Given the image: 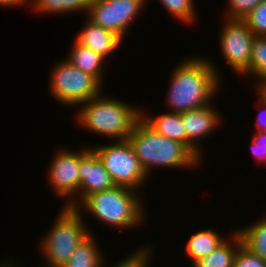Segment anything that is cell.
I'll return each instance as SVG.
<instances>
[{
    "mask_svg": "<svg viewBox=\"0 0 266 267\" xmlns=\"http://www.w3.org/2000/svg\"><path fill=\"white\" fill-rule=\"evenodd\" d=\"M199 56L188 57L172 69L166 95L170 112L183 113L212 104L220 91L222 78L216 64Z\"/></svg>",
    "mask_w": 266,
    "mask_h": 267,
    "instance_id": "1",
    "label": "cell"
},
{
    "mask_svg": "<svg viewBox=\"0 0 266 267\" xmlns=\"http://www.w3.org/2000/svg\"><path fill=\"white\" fill-rule=\"evenodd\" d=\"M134 153L150 177L151 171L162 168H189L201 166L202 162L185 144L160 135L141 117L136 121L129 137Z\"/></svg>",
    "mask_w": 266,
    "mask_h": 267,
    "instance_id": "2",
    "label": "cell"
},
{
    "mask_svg": "<svg viewBox=\"0 0 266 267\" xmlns=\"http://www.w3.org/2000/svg\"><path fill=\"white\" fill-rule=\"evenodd\" d=\"M77 108L80 127L115 141L127 140L141 111L121 99L100 93ZM82 107V108H81Z\"/></svg>",
    "mask_w": 266,
    "mask_h": 267,
    "instance_id": "3",
    "label": "cell"
},
{
    "mask_svg": "<svg viewBox=\"0 0 266 267\" xmlns=\"http://www.w3.org/2000/svg\"><path fill=\"white\" fill-rule=\"evenodd\" d=\"M140 193V190L115 185L111 189L88 195L76 208H84L109 227L130 230L146 222L145 202Z\"/></svg>",
    "mask_w": 266,
    "mask_h": 267,
    "instance_id": "4",
    "label": "cell"
},
{
    "mask_svg": "<svg viewBox=\"0 0 266 267\" xmlns=\"http://www.w3.org/2000/svg\"><path fill=\"white\" fill-rule=\"evenodd\" d=\"M83 212L84 209L63 205L51 228L40 238L44 267H62L74 249L91 233L82 217Z\"/></svg>",
    "mask_w": 266,
    "mask_h": 267,
    "instance_id": "5",
    "label": "cell"
},
{
    "mask_svg": "<svg viewBox=\"0 0 266 267\" xmlns=\"http://www.w3.org/2000/svg\"><path fill=\"white\" fill-rule=\"evenodd\" d=\"M51 69L50 95L61 105L77 108L103 92L104 86L93 76L71 65L66 59L58 61Z\"/></svg>",
    "mask_w": 266,
    "mask_h": 267,
    "instance_id": "6",
    "label": "cell"
},
{
    "mask_svg": "<svg viewBox=\"0 0 266 267\" xmlns=\"http://www.w3.org/2000/svg\"><path fill=\"white\" fill-rule=\"evenodd\" d=\"M110 143L89 147L98 155L116 186H125L138 191L150 178L141 166L129 141Z\"/></svg>",
    "mask_w": 266,
    "mask_h": 267,
    "instance_id": "7",
    "label": "cell"
},
{
    "mask_svg": "<svg viewBox=\"0 0 266 267\" xmlns=\"http://www.w3.org/2000/svg\"><path fill=\"white\" fill-rule=\"evenodd\" d=\"M147 0H90L87 17L100 27L126 37L128 27L145 9ZM89 16V17H88Z\"/></svg>",
    "mask_w": 266,
    "mask_h": 267,
    "instance_id": "8",
    "label": "cell"
},
{
    "mask_svg": "<svg viewBox=\"0 0 266 267\" xmlns=\"http://www.w3.org/2000/svg\"><path fill=\"white\" fill-rule=\"evenodd\" d=\"M77 151L60 148L53 156L46 175L52 191L59 198L66 199L65 206L75 208L80 204L79 150Z\"/></svg>",
    "mask_w": 266,
    "mask_h": 267,
    "instance_id": "9",
    "label": "cell"
},
{
    "mask_svg": "<svg viewBox=\"0 0 266 267\" xmlns=\"http://www.w3.org/2000/svg\"><path fill=\"white\" fill-rule=\"evenodd\" d=\"M220 30L219 47L229 67L245 76L250 68V58L254 33L243 20L224 19Z\"/></svg>",
    "mask_w": 266,
    "mask_h": 267,
    "instance_id": "10",
    "label": "cell"
},
{
    "mask_svg": "<svg viewBox=\"0 0 266 267\" xmlns=\"http://www.w3.org/2000/svg\"><path fill=\"white\" fill-rule=\"evenodd\" d=\"M212 105L213 104H209L198 109L181 113L183 128L186 131V146L201 161L204 157L201 152L203 150L200 141L203 142L202 140L205 137L215 132L214 130H219L218 126H220L222 120L218 111L215 110L216 107Z\"/></svg>",
    "mask_w": 266,
    "mask_h": 267,
    "instance_id": "11",
    "label": "cell"
},
{
    "mask_svg": "<svg viewBox=\"0 0 266 267\" xmlns=\"http://www.w3.org/2000/svg\"><path fill=\"white\" fill-rule=\"evenodd\" d=\"M80 203L90 194L115 186L95 151L83 147L79 151Z\"/></svg>",
    "mask_w": 266,
    "mask_h": 267,
    "instance_id": "12",
    "label": "cell"
},
{
    "mask_svg": "<svg viewBox=\"0 0 266 267\" xmlns=\"http://www.w3.org/2000/svg\"><path fill=\"white\" fill-rule=\"evenodd\" d=\"M75 41L102 56L105 60L111 57L122 45L123 39L117 34L96 25L88 18L82 30L77 33Z\"/></svg>",
    "mask_w": 266,
    "mask_h": 267,
    "instance_id": "13",
    "label": "cell"
},
{
    "mask_svg": "<svg viewBox=\"0 0 266 267\" xmlns=\"http://www.w3.org/2000/svg\"><path fill=\"white\" fill-rule=\"evenodd\" d=\"M70 49L71 52L65 59L71 65L93 76L103 86V80L105 79V73L103 72L105 69L104 61L106 62V60L96 52L80 45L75 40L73 47Z\"/></svg>",
    "mask_w": 266,
    "mask_h": 267,
    "instance_id": "14",
    "label": "cell"
},
{
    "mask_svg": "<svg viewBox=\"0 0 266 267\" xmlns=\"http://www.w3.org/2000/svg\"><path fill=\"white\" fill-rule=\"evenodd\" d=\"M141 118L157 133L167 138L178 140L186 145V131L183 128L181 113H161L157 116H149V113L141 110Z\"/></svg>",
    "mask_w": 266,
    "mask_h": 267,
    "instance_id": "15",
    "label": "cell"
},
{
    "mask_svg": "<svg viewBox=\"0 0 266 267\" xmlns=\"http://www.w3.org/2000/svg\"><path fill=\"white\" fill-rule=\"evenodd\" d=\"M222 236L211 228L195 232L187 240L185 252L187 253L188 260L192 261V265L217 249L227 239V237Z\"/></svg>",
    "mask_w": 266,
    "mask_h": 267,
    "instance_id": "16",
    "label": "cell"
},
{
    "mask_svg": "<svg viewBox=\"0 0 266 267\" xmlns=\"http://www.w3.org/2000/svg\"><path fill=\"white\" fill-rule=\"evenodd\" d=\"M229 238V239H228ZM211 254L202 257L195 262L193 267H233L234 257L238 247L243 243L241 235L237 230L233 233Z\"/></svg>",
    "mask_w": 266,
    "mask_h": 267,
    "instance_id": "17",
    "label": "cell"
},
{
    "mask_svg": "<svg viewBox=\"0 0 266 267\" xmlns=\"http://www.w3.org/2000/svg\"><path fill=\"white\" fill-rule=\"evenodd\" d=\"M91 232L75 249L62 267H102L105 261L95 237Z\"/></svg>",
    "mask_w": 266,
    "mask_h": 267,
    "instance_id": "18",
    "label": "cell"
},
{
    "mask_svg": "<svg viewBox=\"0 0 266 267\" xmlns=\"http://www.w3.org/2000/svg\"><path fill=\"white\" fill-rule=\"evenodd\" d=\"M25 5L32 6V10L41 14H65L89 11L90 0H25ZM30 1V2H29Z\"/></svg>",
    "mask_w": 266,
    "mask_h": 267,
    "instance_id": "19",
    "label": "cell"
},
{
    "mask_svg": "<svg viewBox=\"0 0 266 267\" xmlns=\"http://www.w3.org/2000/svg\"><path fill=\"white\" fill-rule=\"evenodd\" d=\"M263 217L237 231L241 235L243 244L266 261V216Z\"/></svg>",
    "mask_w": 266,
    "mask_h": 267,
    "instance_id": "20",
    "label": "cell"
},
{
    "mask_svg": "<svg viewBox=\"0 0 266 267\" xmlns=\"http://www.w3.org/2000/svg\"><path fill=\"white\" fill-rule=\"evenodd\" d=\"M252 75L255 83V90L266 85V36H256L252 42L250 68L245 76Z\"/></svg>",
    "mask_w": 266,
    "mask_h": 267,
    "instance_id": "21",
    "label": "cell"
},
{
    "mask_svg": "<svg viewBox=\"0 0 266 267\" xmlns=\"http://www.w3.org/2000/svg\"><path fill=\"white\" fill-rule=\"evenodd\" d=\"M174 19L191 25L197 17L194 0H158Z\"/></svg>",
    "mask_w": 266,
    "mask_h": 267,
    "instance_id": "22",
    "label": "cell"
},
{
    "mask_svg": "<svg viewBox=\"0 0 266 267\" xmlns=\"http://www.w3.org/2000/svg\"><path fill=\"white\" fill-rule=\"evenodd\" d=\"M140 247L134 253L131 251L127 257L125 256L117 261V263L112 264L111 267H150L151 260H153L151 258L154 250L152 247L154 246L146 244V246ZM105 265L107 267L108 264L104 263L102 267H105Z\"/></svg>",
    "mask_w": 266,
    "mask_h": 267,
    "instance_id": "23",
    "label": "cell"
},
{
    "mask_svg": "<svg viewBox=\"0 0 266 267\" xmlns=\"http://www.w3.org/2000/svg\"><path fill=\"white\" fill-rule=\"evenodd\" d=\"M243 21L254 35L266 36V0H262Z\"/></svg>",
    "mask_w": 266,
    "mask_h": 267,
    "instance_id": "24",
    "label": "cell"
},
{
    "mask_svg": "<svg viewBox=\"0 0 266 267\" xmlns=\"http://www.w3.org/2000/svg\"><path fill=\"white\" fill-rule=\"evenodd\" d=\"M262 0H227L224 18L243 20Z\"/></svg>",
    "mask_w": 266,
    "mask_h": 267,
    "instance_id": "25",
    "label": "cell"
},
{
    "mask_svg": "<svg viewBox=\"0 0 266 267\" xmlns=\"http://www.w3.org/2000/svg\"><path fill=\"white\" fill-rule=\"evenodd\" d=\"M233 267H266V261L242 243L235 254Z\"/></svg>",
    "mask_w": 266,
    "mask_h": 267,
    "instance_id": "26",
    "label": "cell"
},
{
    "mask_svg": "<svg viewBox=\"0 0 266 267\" xmlns=\"http://www.w3.org/2000/svg\"><path fill=\"white\" fill-rule=\"evenodd\" d=\"M253 134L250 147L251 152L256 157V163L266 165V131H261Z\"/></svg>",
    "mask_w": 266,
    "mask_h": 267,
    "instance_id": "27",
    "label": "cell"
},
{
    "mask_svg": "<svg viewBox=\"0 0 266 267\" xmlns=\"http://www.w3.org/2000/svg\"><path fill=\"white\" fill-rule=\"evenodd\" d=\"M256 91V95L258 96V102L261 104V109L256 117V129L257 132L266 131V97L259 91ZM263 107V108H262Z\"/></svg>",
    "mask_w": 266,
    "mask_h": 267,
    "instance_id": "28",
    "label": "cell"
},
{
    "mask_svg": "<svg viewBox=\"0 0 266 267\" xmlns=\"http://www.w3.org/2000/svg\"><path fill=\"white\" fill-rule=\"evenodd\" d=\"M25 0H0V6L5 7H23L25 5Z\"/></svg>",
    "mask_w": 266,
    "mask_h": 267,
    "instance_id": "29",
    "label": "cell"
},
{
    "mask_svg": "<svg viewBox=\"0 0 266 267\" xmlns=\"http://www.w3.org/2000/svg\"><path fill=\"white\" fill-rule=\"evenodd\" d=\"M13 257L11 259H7V260H3L1 263H0V267H18L16 264H18L16 261L17 260H12Z\"/></svg>",
    "mask_w": 266,
    "mask_h": 267,
    "instance_id": "30",
    "label": "cell"
},
{
    "mask_svg": "<svg viewBox=\"0 0 266 267\" xmlns=\"http://www.w3.org/2000/svg\"><path fill=\"white\" fill-rule=\"evenodd\" d=\"M257 90H259L265 97H266V85H264V86H261L259 89H257Z\"/></svg>",
    "mask_w": 266,
    "mask_h": 267,
    "instance_id": "31",
    "label": "cell"
}]
</instances>
